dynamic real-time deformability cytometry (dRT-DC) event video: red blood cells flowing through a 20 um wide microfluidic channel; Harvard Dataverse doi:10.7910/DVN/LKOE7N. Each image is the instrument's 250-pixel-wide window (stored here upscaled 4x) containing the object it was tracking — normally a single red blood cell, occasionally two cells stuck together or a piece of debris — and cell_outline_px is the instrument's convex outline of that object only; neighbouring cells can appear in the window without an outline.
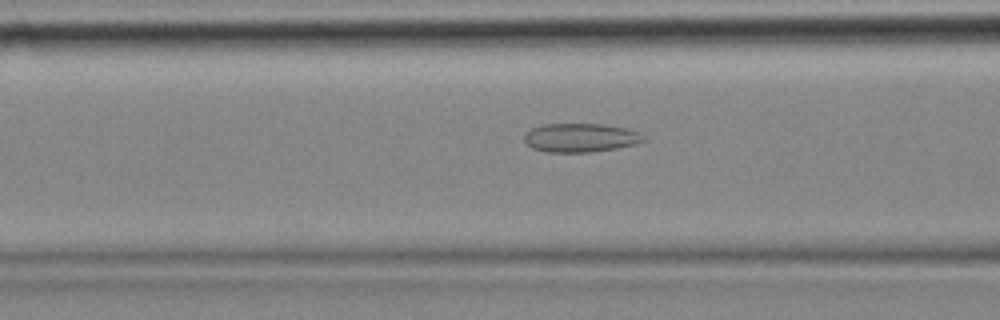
{"species": "common noctule bat (a hibernating species)", "species_latin": "Nyctalus noctula", "temperature_condition": "cold", "stored_images_in_passage": 57, "camera_frame_rate_fps": 3000, "um_per_image_px": 0.085, "animal": {"sex": "female", "body_mass_g": 18.4}, "frame": {"image": 1, "passage_image": 22, "time_ms": 7.0, "image_size_px": [1000, 320], "cell_outline_px": [[648, 140], [636, 144], [616, 148], [592, 152], [548, 152], [532, 148], [524, 140], [524, 136], [532, 128], [544, 124], [604, 124], [628, 128], [640, 132]], "centroid_in_image_um": [49.41, 11.7], "position_along_channel_um": 117.2, "area_um2": 20.11}}
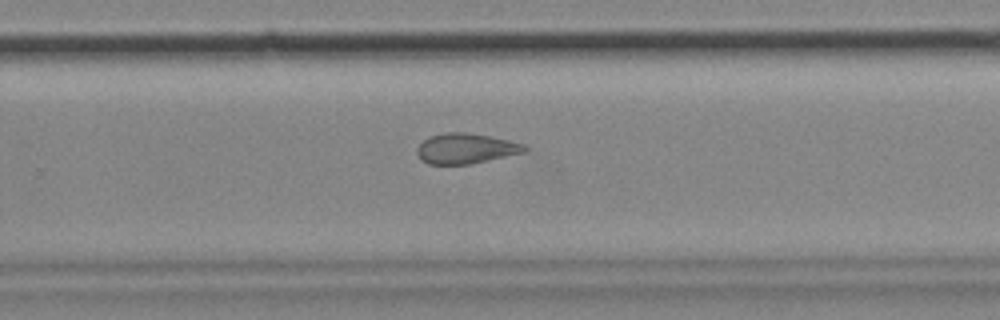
{"frame": {"image": 2, "passage_image": 37, "time_ms": 12.0, "image_size_px": [1000, 320], "cell_outline_px": [[528, 148], [524, 152], [488, 160], [468, 164], [428, 164], [420, 160], [416, 152], [416, 148], [424, 140], [432, 136], [448, 132], [468, 132], [508, 140], [524, 144]], "centroid_in_image_um": [39.56, 12.62], "position_along_channel_um": 290.2, "area_um2": 18.79}}
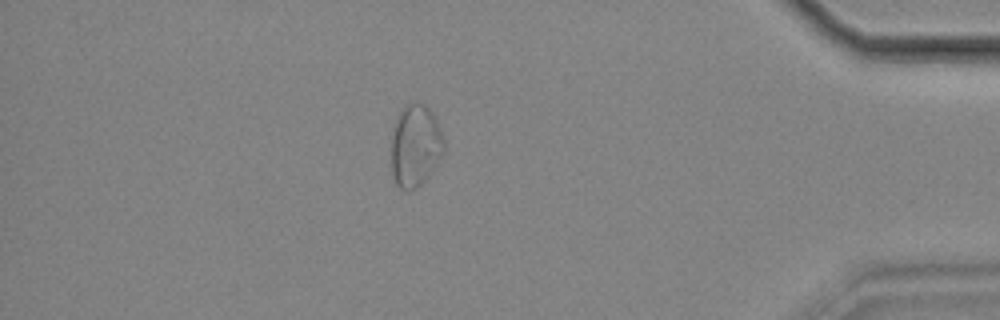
{"frame": {"image": 3, "passage_image": 50, "time_ms": 16.333, "image_size_px": [1000, 320], "cell_outline_px": [[444, 148], [436, 164], [424, 180], [420, 184], [412, 188], [400, 188], [396, 184], [392, 172], [392, 128], [400, 112], [408, 100], [416, 100], [424, 104], [432, 112], [436, 120], [444, 140]], "centroid_in_image_um": [35.28, 12.29], "position_along_channel_um": 399.9, "area_um2": 24.91}, "authors_computed_cell_mechanics": {"area_um2": 22.3108, "velocity_mm_per_s": 3.4691, "shape_relaxation_time_tau1_ms": null, "shape_relaxation_time_tau2_ms": 2.6632, "deformation_change_tau1": null, "deformation_change_tau2": 0.106}}